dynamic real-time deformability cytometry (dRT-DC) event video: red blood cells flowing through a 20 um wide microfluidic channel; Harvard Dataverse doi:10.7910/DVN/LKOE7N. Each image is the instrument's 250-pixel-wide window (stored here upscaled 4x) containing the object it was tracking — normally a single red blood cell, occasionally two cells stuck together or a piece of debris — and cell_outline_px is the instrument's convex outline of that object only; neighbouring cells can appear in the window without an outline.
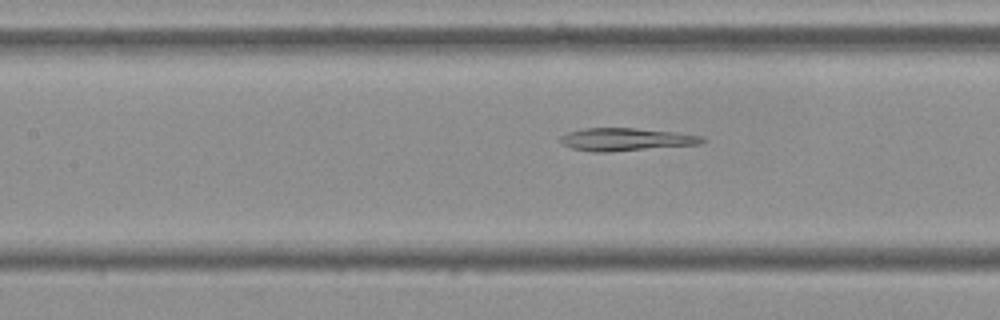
{"species": "Egyptian fruit bat (a non-hibernating species)", "species_latin": "Rousettus aegyptiacus", "temperature_condition": "cold", "stored_images_in_passage": 43, "camera_frame_rate_fps": 3000, "um_per_image_px": 0.085, "frame": {"image": 1, "passage_image": 12, "time_ms": 3.667, "image_size_px": [1000, 320], "cell_outline_px": [[704, 140], [700, 144], [612, 152], [592, 152], [572, 148], [564, 144], [560, 140], [560, 136], [568, 132], [584, 128], [636, 128], [676, 132], [704, 136]], "centroid_in_image_um": [53.21, 11.85], "position_along_channel_um": 154.2, "area_um2": 18.84}}
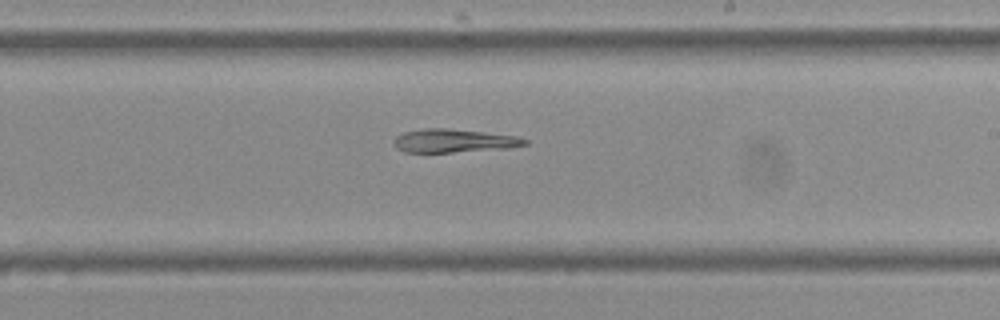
{"frame": {"image": 2, "passage_image": 20, "time_ms": 6.333, "image_size_px": [1000, 320], "cell_outline_px": [[528, 144], [508, 148], [452, 152], [404, 152], [396, 148], [392, 144], [392, 140], [396, 136], [404, 132], [424, 128], [448, 128], [484, 132], [516, 136], [528, 140]], "centroid_in_image_um": [38.53, 11.96], "position_along_channel_um": 250.5, "area_um2": 17.92}}
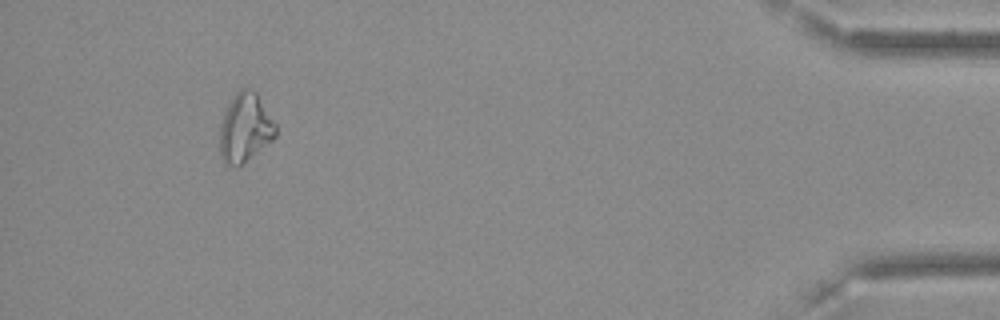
{"frame": {"image": 3, "passage_image": 39, "time_ms": 12.667, "image_size_px": [1000, 320], "cell_outline_px": [[276, 136], [272, 140], [236, 168], [224, 164], [220, 156], [220, 124], [224, 112], [232, 96], [240, 88], [248, 88], [256, 92], [276, 124]], "centroid_in_image_um": [20.81, 10.86], "position_along_channel_um": 414.4, "area_um2": 22.43}, "authors_computed_cell_mechanics": {"area_um2": 19.5364, "velocity_mm_per_s": 3.6241, "shape_relaxation_time_tau1_ms": 5.5812, "shape_relaxation_time_tau2_ms": 8.207, "deformation_change_tau1": 0.1673, "deformation_change_tau2": 0.1973}}